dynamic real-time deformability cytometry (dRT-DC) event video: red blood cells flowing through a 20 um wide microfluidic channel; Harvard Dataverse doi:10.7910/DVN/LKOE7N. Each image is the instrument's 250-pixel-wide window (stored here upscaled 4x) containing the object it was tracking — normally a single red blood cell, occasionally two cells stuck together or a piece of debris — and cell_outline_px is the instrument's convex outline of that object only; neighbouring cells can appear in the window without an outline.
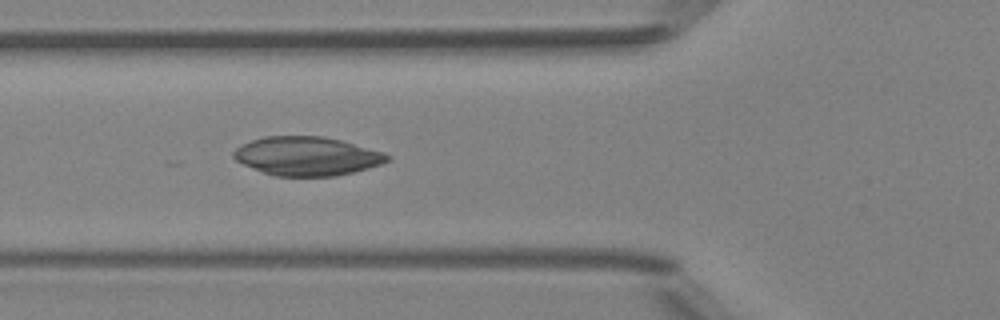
{"species": "Egyptian fruit bat (a non-hibernating species)", "species_latin": "Rousettus aegyptiacus", "temperature_condition": "room temperature", "stored_images_in_passage": 3, "camera_frame_rate_fps": 3000, "um_per_image_px": 0.085, "animal": {"sex": "female"}, "frame": {"image": 1, "passage_image": 3, "time_ms": 2.333, "image_size_px": [1000, 320], "cell_outline_px": [[392, 160], [368, 168], [336, 176], [272, 176], [252, 168], [236, 160], [232, 156], [232, 152], [236, 148], [252, 140], [264, 136], [324, 136], [340, 140], [384, 152], [392, 156]], "centroid_in_image_um": [26.1, 13.27], "position_along_channel_um": 99.7, "area_um2": 34.8}}